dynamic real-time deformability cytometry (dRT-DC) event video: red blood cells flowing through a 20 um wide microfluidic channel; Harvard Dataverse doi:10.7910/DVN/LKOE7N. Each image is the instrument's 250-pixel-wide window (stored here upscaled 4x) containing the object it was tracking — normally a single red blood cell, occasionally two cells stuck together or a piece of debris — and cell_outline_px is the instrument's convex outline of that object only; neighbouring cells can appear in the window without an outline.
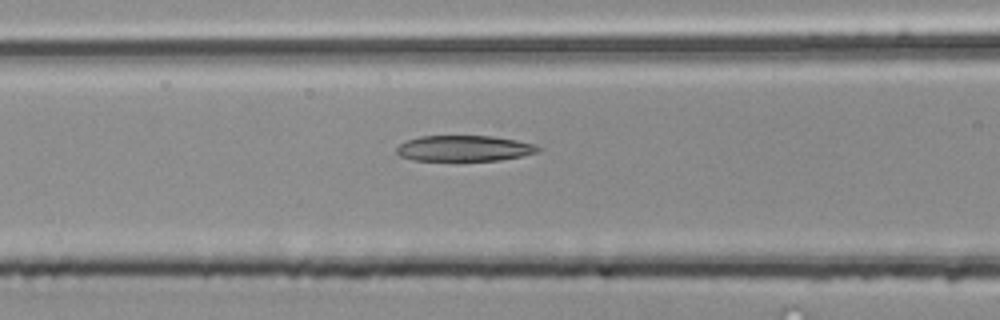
{"species": "common noctule bat (a hibernating species)", "species_latin": "Nyctalus noctula", "temperature_condition": "room temperature", "stored_images_in_passage": 37, "camera_frame_rate_fps": 3000, "um_per_image_px": 0.085, "animal": {"sex": "male", "body_mass_g": 20.4}, "frame": {"image": 1, "passage_image": 10, "time_ms": 3.0, "image_size_px": [1000, 320], "cell_outline_px": [[540, 148], [536, 152], [520, 156], [500, 160], [416, 160], [400, 156], [396, 152], [396, 148], [400, 144], [408, 140], [420, 136], [492, 136], [516, 140], [536, 144]], "centroid_in_image_um": [39.45, 12.6], "position_along_channel_um": 127.2, "area_um2": 20.98}}
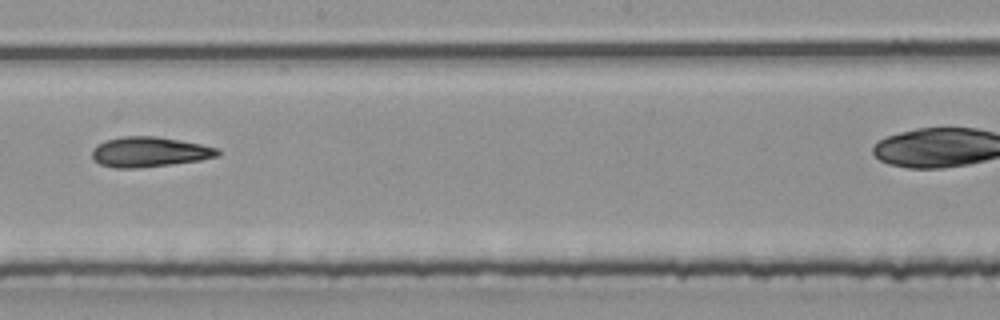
{"frame": {"image": 2, "passage_image": 18, "time_ms": 5.667, "image_size_px": [1000, 320], "cell_outline_px": [[220, 156], [200, 160], [172, 164], [136, 168], [112, 168], [100, 164], [92, 160], [92, 148], [96, 144], [104, 140], [124, 136], [156, 136], [180, 140], [220, 148]], "centroid_in_image_um": [12.67, 12.91], "position_along_channel_um": 235.5, "area_um2": 22.31}}
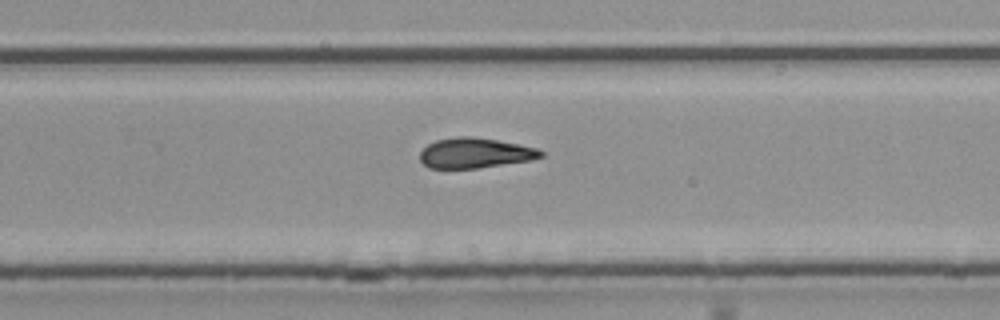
{"frame": {"image": 3, "passage_image": 22, "time_ms": 7.0, "image_size_px": [1000, 320], "cell_outline_px": [[544, 156], [532, 160], [480, 168], [428, 168], [420, 160], [420, 152], [428, 144], [436, 140], [456, 136], [472, 136], [496, 140], [536, 148], [544, 152]], "centroid_in_image_um": [40.37, 13.01], "position_along_channel_um": 289.4, "area_um2": 21.27}, "authors_computed_cell_mechanics": {"area_um2": 21.5594, "velocity_mm_per_s": 4.0668, "shape_relaxation_time_tau1_ms": null, "shape_relaxation_time_tau2_ms": 5.4644, "deformation_change_tau1": null, "deformation_change_tau2": 0.1666}}